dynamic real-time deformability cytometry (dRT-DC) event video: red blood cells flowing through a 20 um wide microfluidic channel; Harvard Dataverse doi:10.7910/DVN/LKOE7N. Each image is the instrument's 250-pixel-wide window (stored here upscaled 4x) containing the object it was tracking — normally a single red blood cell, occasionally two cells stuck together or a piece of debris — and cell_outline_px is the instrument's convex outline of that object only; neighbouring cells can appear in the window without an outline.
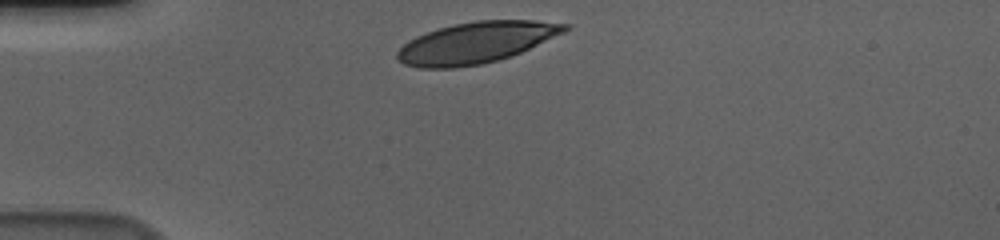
{"species": "human", "species_latin": "Homo sapiens", "temperature_condition": "cold", "stored_images_in_passage": 33, "camera_frame_rate_fps": 3000, "um_per_image_px": 0.085, "donor": {"sex": "male"}, "frame": {"image": 1, "passage_image": 1, "time_ms": 0.0, "image_size_px": [1000, 240], "cell_outline_px": [[572, 28], [564, 32], [512, 56], [480, 64], [452, 68], [420, 68], [404, 64], [396, 60], [396, 52], [408, 40], [416, 36], [440, 28], [456, 24], [476, 20], [536, 20], [572, 24]], "centroid_in_image_um": [40.48, 3.62], "position_along_channel_um": 44.5, "area_um2": 40.11}}
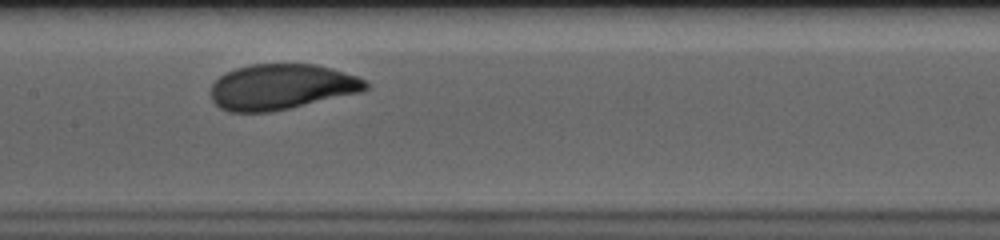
{"frame": {"image": 2, "passage_image": 15, "time_ms": 4.667, "image_size_px": [1000, 240], "cell_outline_px": [[368, 88], [364, 92], [288, 108], [268, 112], [228, 112], [220, 108], [212, 100], [212, 84], [220, 76], [236, 68], [252, 64], [316, 64], [332, 68], [356, 76], [364, 80], [368, 84]], "centroid_in_image_um": [23.94, 7.38], "position_along_channel_um": 183.5, "area_um2": 40.98}}
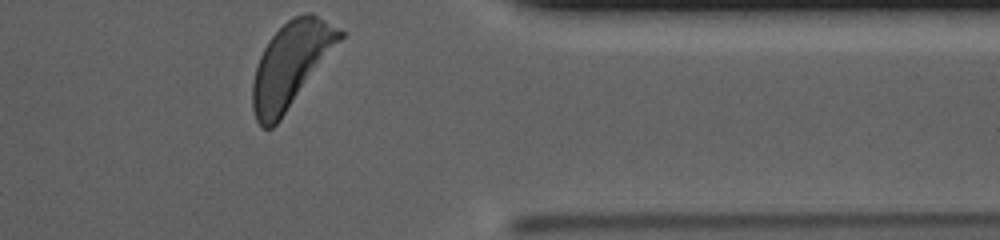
{"frame": {"image": 3, "passage_image": 33, "time_ms": 10.667, "image_size_px": [1000, 240], "cell_outline_px": [[344, 36], [280, 120], [272, 128], [260, 128], [256, 120], [252, 108], [252, 84], [256, 68], [260, 56], [268, 40], [288, 20], [304, 12], [312, 12], [340, 28], [344, 32]], "centroid_in_image_um": [24.71, 5.5], "position_along_channel_um": 386.7, "area_um2": 42.66}, "authors_computed_cell_mechanics": {"area_um2": 41.0958, "velocity_mm_per_s": 3.5922, "shape_relaxation_time_tau1_ms": 2.8781, "shape_relaxation_time_tau2_ms": null, "deformation_change_tau1": 0.1664, "deformation_change_tau2": null}}